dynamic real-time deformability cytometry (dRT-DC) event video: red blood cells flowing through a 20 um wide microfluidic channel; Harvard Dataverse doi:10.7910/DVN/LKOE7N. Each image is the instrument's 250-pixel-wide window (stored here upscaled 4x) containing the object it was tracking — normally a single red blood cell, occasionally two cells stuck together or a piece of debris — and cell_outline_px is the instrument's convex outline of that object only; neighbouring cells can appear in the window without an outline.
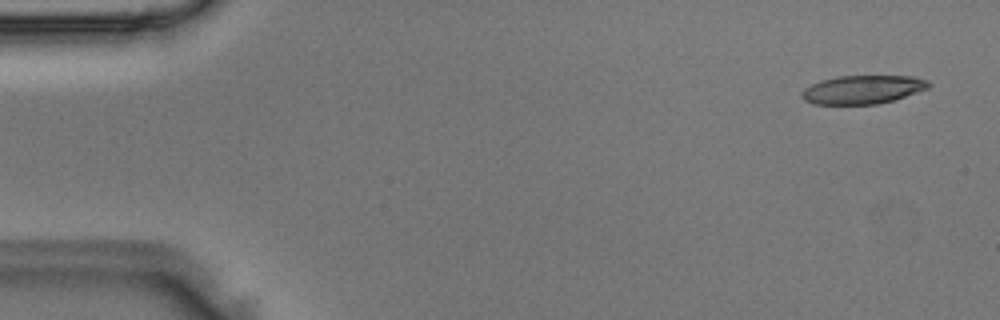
{"species": "Egyptian fruit bat (a non-hibernating species)", "species_latin": "Rousettus aegyptiacus", "temperature_condition": "room temperature", "stored_images_in_passage": 49, "camera_frame_rate_fps": 3000, "um_per_image_px": 0.085, "animal": {"sex": "male"}, "frame": {"image": 1, "passage_image": 3, "time_ms": 0.667, "image_size_px": [1000, 320], "cell_outline_px": [[932, 84], [928, 88], [892, 100], [876, 104], [816, 104], [804, 100], [800, 96], [800, 92], [804, 88], [820, 80], [836, 76], [916, 76], [928, 80]], "centroid_in_image_um": [73.31, 7.6], "position_along_channel_um": 11.7, "area_um2": 21.1}}
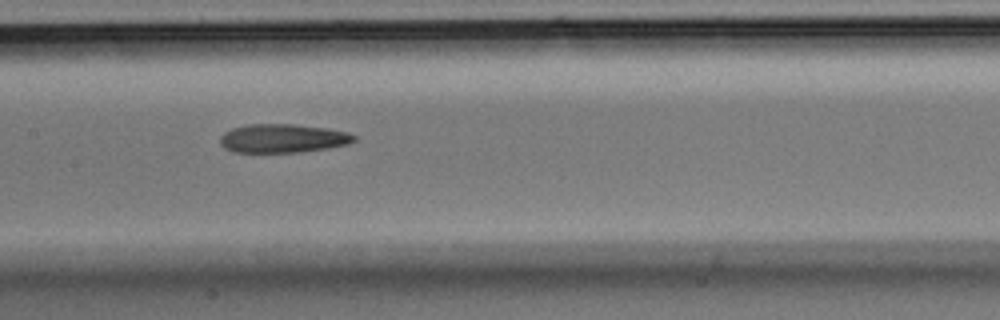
{"frame": {"image": 2, "passage_image": 24, "time_ms": 7.667, "image_size_px": [1000, 320], "cell_outline_px": [[356, 140], [348, 144], [328, 148], [296, 152], [232, 152], [224, 148], [220, 144], [220, 136], [224, 132], [232, 128], [248, 124], [292, 124], [324, 128], [348, 132], [356, 136]], "centroid_in_image_um": [24.01, 11.76], "position_along_channel_um": 183.4, "area_um2": 22.37}}
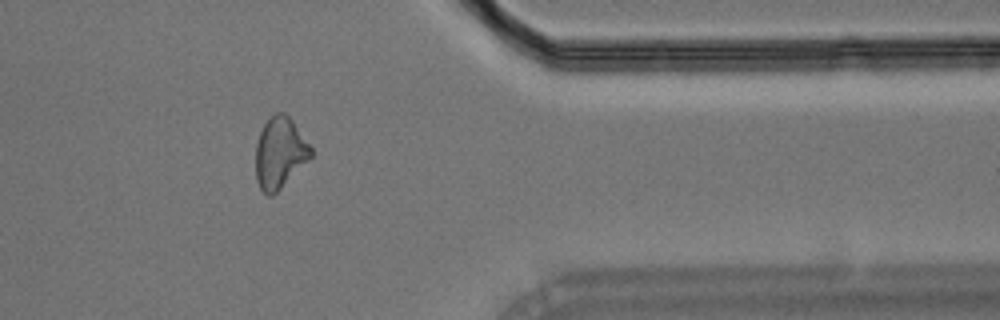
{"frame": {"image": 3, "passage_image": 40, "time_ms": 13.0, "image_size_px": [1000, 320], "cell_outline_px": [[312, 156], [272, 196], [268, 196], [260, 188], [256, 180], [256, 144], [260, 132], [264, 124], [276, 112], [284, 112], [292, 120], [312, 148]], "centroid_in_image_um": [23.77, 12.99], "position_along_channel_um": 387.6, "area_um2": 22.48}}